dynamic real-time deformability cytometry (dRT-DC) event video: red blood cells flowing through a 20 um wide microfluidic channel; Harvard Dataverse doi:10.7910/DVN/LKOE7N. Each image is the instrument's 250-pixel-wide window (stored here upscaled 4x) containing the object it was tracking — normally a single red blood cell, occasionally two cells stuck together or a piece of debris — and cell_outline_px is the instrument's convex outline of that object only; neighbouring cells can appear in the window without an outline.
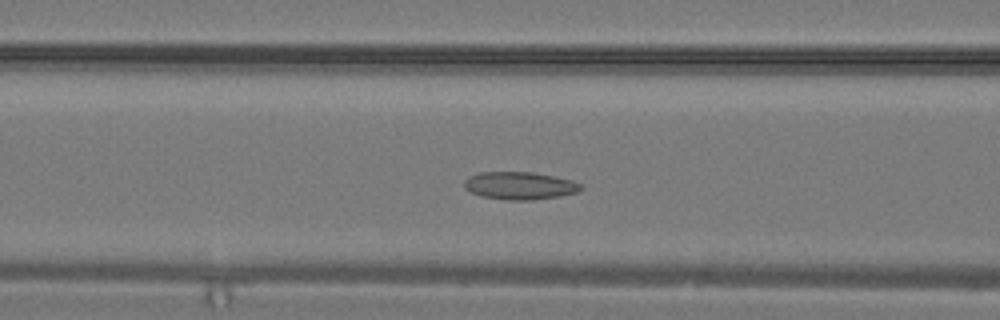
{"species": "common noctule bat (a hibernating species)", "species_latin": "Nyctalus noctula", "temperature_condition": "warm", "stored_images_in_passage": 29, "camera_frame_rate_fps": 3000, "um_per_image_px": 0.085, "animal": {"sex": "male", "body_mass_g": 19.2, "forearm_length_mm": 51.8}, "frame": {"image": 1, "passage_image": 10, "time_ms": 3.0, "image_size_px": [1000, 320], "cell_outline_px": [[584, 188], [576, 192], [560, 196], [532, 200], [508, 200], [480, 196], [464, 188], [464, 180], [468, 176], [480, 172], [532, 172], [572, 180], [580, 184]], "centroid_in_image_um": [44.15, 15.78], "position_along_channel_um": 122.4, "area_um2": 18.79}}
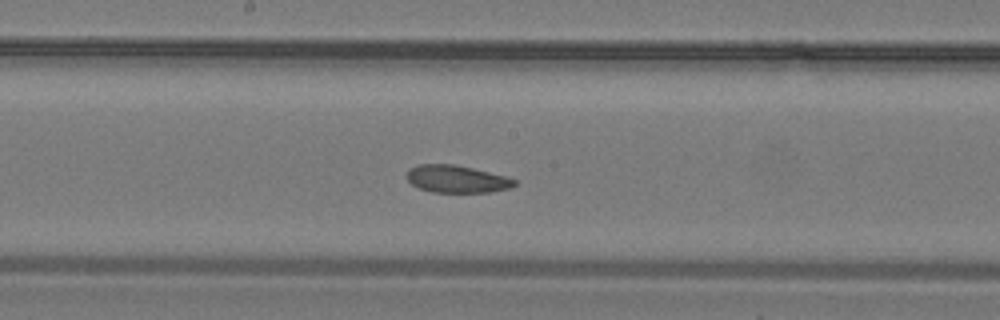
{"frame": {"image": 2, "passage_image": 14, "time_ms": 4.333, "image_size_px": [1000, 320], "cell_outline_px": [[516, 184], [512, 188], [492, 192], [432, 192], [420, 188], [412, 184], [408, 180], [408, 172], [412, 168], [420, 164], [452, 164], [472, 168], [504, 176], [516, 180]], "centroid_in_image_um": [38.86, 15.23], "position_along_channel_um": 209.3, "area_um2": 16.94}}
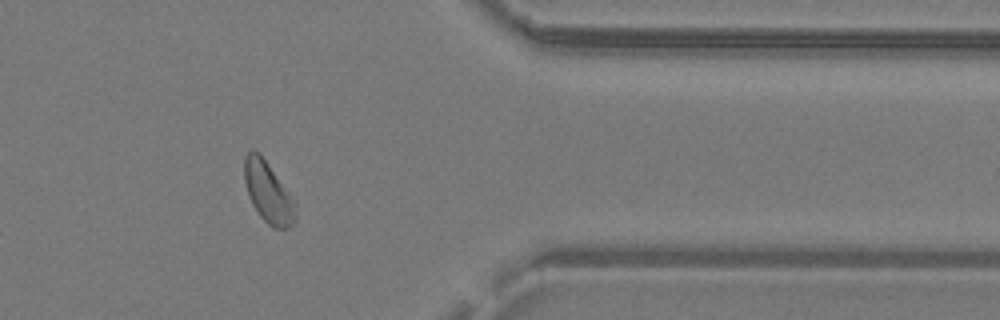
{"frame": {"image": 3, "passage_image": 23, "time_ms": 7.333, "image_size_px": [1000, 320], "cell_outline_px": [[296, 220], [288, 228], [272, 228], [260, 216], [252, 204], [244, 180], [244, 156], [252, 148], [260, 152], [296, 200]], "centroid_in_image_um": [22.82, 16.32], "position_along_channel_um": 388.6, "area_um2": 18.55}}